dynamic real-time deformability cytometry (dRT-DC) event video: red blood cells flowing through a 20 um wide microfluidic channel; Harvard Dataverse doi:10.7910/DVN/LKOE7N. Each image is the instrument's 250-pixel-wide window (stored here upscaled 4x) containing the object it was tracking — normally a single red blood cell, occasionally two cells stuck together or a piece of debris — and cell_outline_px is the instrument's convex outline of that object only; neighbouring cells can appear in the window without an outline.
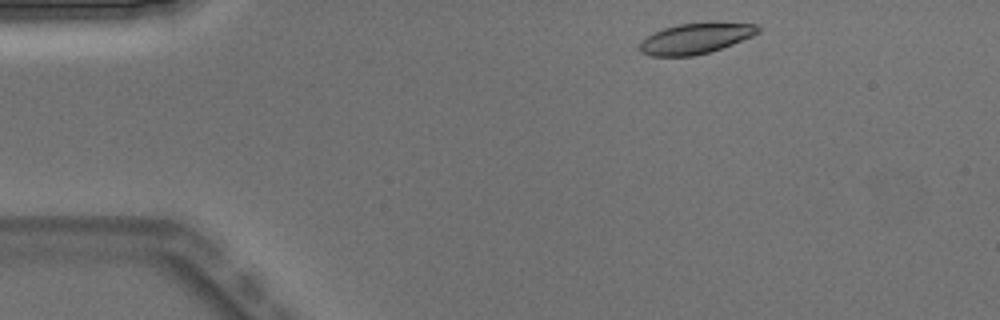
{"species": "Egyptian fruit bat (a non-hibernating species)", "species_latin": "Rousettus aegyptiacus", "temperature_condition": "warm", "stored_images_in_passage": 4, "camera_frame_rate_fps": 3000, "um_per_image_px": 0.085, "animal": {"sex": "male"}, "frame": {"image": 1, "passage_image": 1, "time_ms": 0.0, "image_size_px": [1000, 320], "cell_outline_px": [[760, 32], [752, 36], [732, 44], [708, 52], [692, 56], [652, 56], [640, 52], [640, 44], [648, 36], [664, 28], [680, 24], [708, 20], [712, 20], [756, 24], [760, 28]], "centroid_in_image_um": [59.2, 3.22], "position_along_channel_um": 25.8, "area_um2": 21.39}}
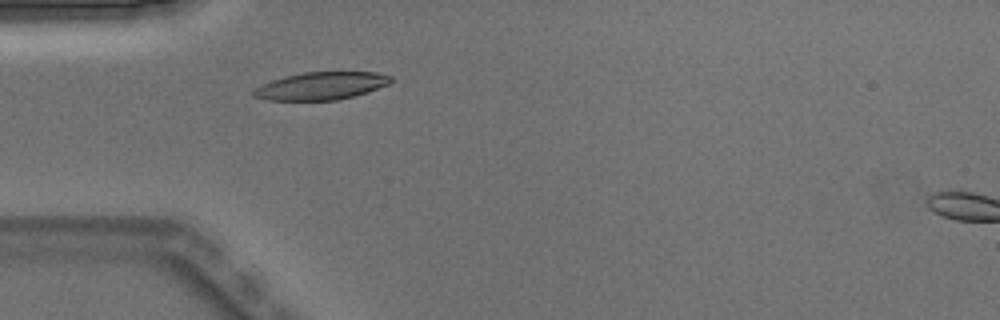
{"frame": {"image": 2, "passage_image": 3, "time_ms": 0.667, "image_size_px": [1000, 320], "cell_outline_px": [[392, 80], [388, 84], [368, 92], [336, 100], [268, 100], [252, 96], [252, 92], [256, 88], [272, 80], [284, 76], [304, 72], [376, 72], [392, 76]], "centroid_in_image_um": [27.3, 7.3], "position_along_channel_um": 57.7, "area_um2": 21.96}}